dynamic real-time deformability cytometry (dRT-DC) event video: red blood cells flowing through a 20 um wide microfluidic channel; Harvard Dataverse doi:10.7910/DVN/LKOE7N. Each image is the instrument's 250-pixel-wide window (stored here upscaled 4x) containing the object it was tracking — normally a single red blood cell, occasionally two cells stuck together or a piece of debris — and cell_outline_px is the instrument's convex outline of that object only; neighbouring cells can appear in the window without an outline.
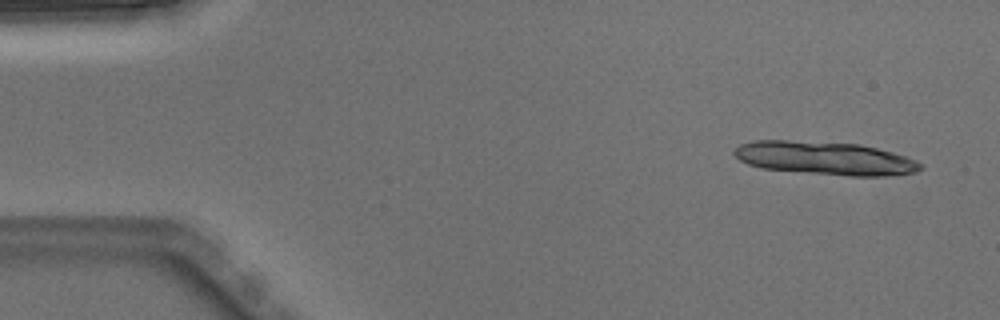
{"species": "Egyptian fruit bat (a non-hibernating species)", "species_latin": "Rousettus aegyptiacus", "temperature_condition": "warm", "stored_images_in_passage": 4, "camera_frame_rate_fps": 3000, "um_per_image_px": 0.085, "animal": {"sex": "male"}, "frame": {"image": 1, "passage_image": 1, "time_ms": 0.0, "image_size_px": [1000, 320], "cell_outline_px": [[924, 168], [916, 172], [884, 176], [848, 176], [760, 168], [748, 164], [740, 160], [732, 152], [740, 144], [752, 140], [788, 140], [860, 144], [892, 152], [916, 160], [924, 164]], "centroid_in_image_um": [70.13, 13.45], "position_along_channel_um": 14.9, "area_um2": 36.18}}